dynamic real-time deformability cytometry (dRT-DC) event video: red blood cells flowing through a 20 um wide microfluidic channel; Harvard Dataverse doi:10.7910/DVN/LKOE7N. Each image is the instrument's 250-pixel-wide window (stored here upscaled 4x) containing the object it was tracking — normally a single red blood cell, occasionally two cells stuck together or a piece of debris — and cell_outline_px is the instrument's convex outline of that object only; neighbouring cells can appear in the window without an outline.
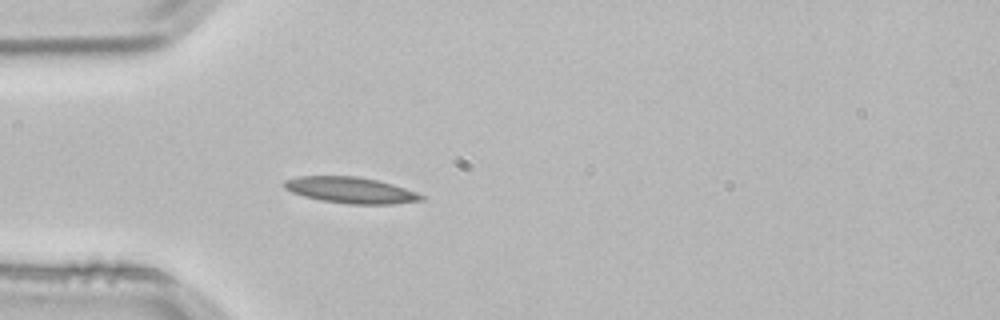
{"species": "common noctule bat (a hibernating species)", "species_latin": "Nyctalus noctula", "temperature_condition": "room temperature", "stored_images_in_passage": 5, "camera_frame_rate_fps": 3000, "um_per_image_px": 0.085, "animal": {"sex": "male", "body_mass_g": 21.5, "forearm_length_mm": 52.0}, "frame": {"image": 1, "passage_image": 5, "time_ms": 1.333, "image_size_px": [1000, 320], "cell_outline_px": [[424, 200], [392, 204], [348, 204], [320, 200], [304, 196], [292, 192], [284, 188], [284, 180], [300, 176], [356, 176], [376, 180], [392, 184], [416, 192], [424, 196]], "centroid_in_image_um": [29.8, 16.16], "position_along_channel_um": 55.2, "area_um2": 20.75}}